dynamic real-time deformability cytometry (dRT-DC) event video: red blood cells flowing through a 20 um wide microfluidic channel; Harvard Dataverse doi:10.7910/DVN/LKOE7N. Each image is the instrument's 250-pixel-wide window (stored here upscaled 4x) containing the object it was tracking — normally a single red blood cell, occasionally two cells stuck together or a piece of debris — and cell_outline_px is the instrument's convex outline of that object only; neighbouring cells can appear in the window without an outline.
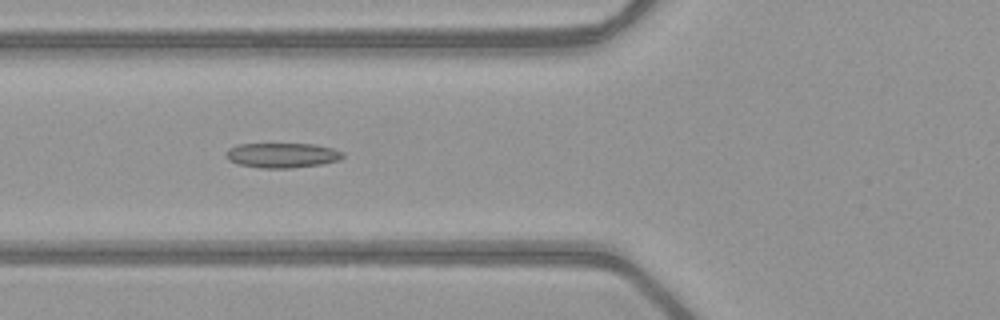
{"species": "common noctule bat (a hibernating species)", "species_latin": "Nyctalus noctula", "temperature_condition": "warm", "stored_images_in_passage": 35, "camera_frame_rate_fps": 3000, "um_per_image_px": 0.085, "animal": {"sex": "female", "body_mass_g": 21.9}, "frame": {"image": 1, "passage_image": 4, "time_ms": 1.0, "image_size_px": [1000, 320], "cell_outline_px": [[344, 156], [340, 160], [320, 164], [292, 168], [260, 168], [236, 164], [228, 160], [224, 156], [224, 152], [228, 148], [240, 144], [312, 144], [332, 148], [344, 152]], "centroid_in_image_um": [23.94, 13.2], "position_along_channel_um": 101.9, "area_um2": 17.11}}
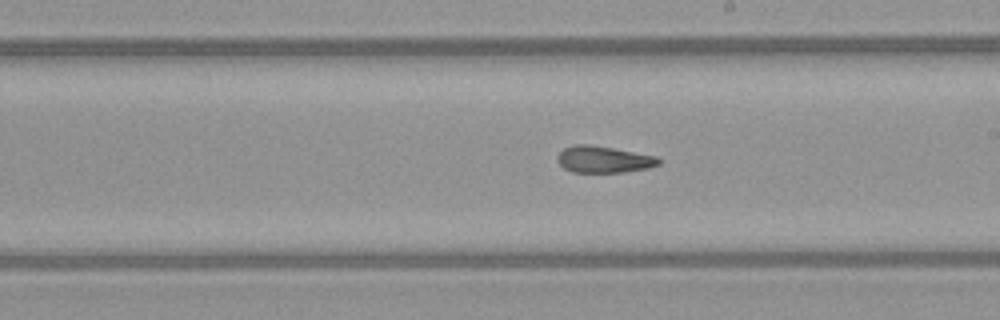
{"frame": {"image": 2, "passage_image": 14, "time_ms": 4.333, "image_size_px": [1000, 320], "cell_outline_px": [[664, 160], [660, 164], [648, 168], [624, 172], [572, 172], [564, 168], [556, 160], [556, 156], [564, 148], [576, 144], [588, 144], [612, 148], [656, 156]], "centroid_in_image_um": [51.32, 13.55], "position_along_channel_um": 237.7, "area_um2": 15.78}}
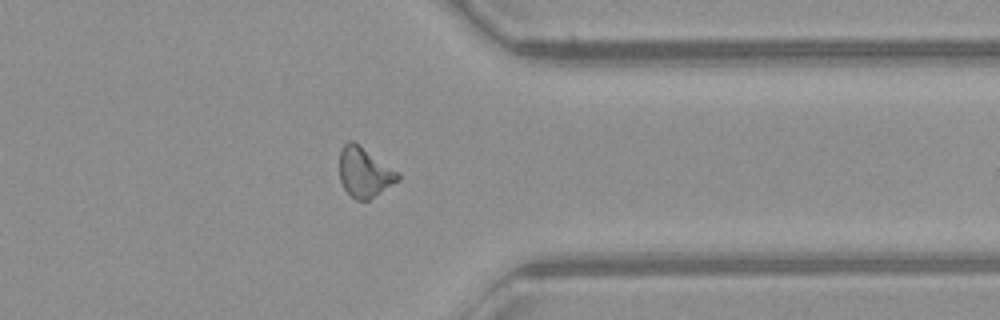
{"frame": {"image": 3, "passage_image": 25, "time_ms": 8.0, "image_size_px": [1000, 320], "cell_outline_px": [[400, 180], [368, 200], [356, 200], [344, 188], [340, 180], [340, 148], [348, 140], [352, 140], [360, 144], [400, 172]], "centroid_in_image_um": [31.0, 14.61], "position_along_channel_um": 380.4, "area_um2": 17.17}, "authors_computed_cell_mechanics": {"area_um2": 16.4152, "velocity_mm_per_s": 4.0669, "shape_relaxation_time_tau1_ms": null, "shape_relaxation_time_tau2_ms": 3.0314, "deformation_change_tau1": null, "deformation_change_tau2": 0.1148}}